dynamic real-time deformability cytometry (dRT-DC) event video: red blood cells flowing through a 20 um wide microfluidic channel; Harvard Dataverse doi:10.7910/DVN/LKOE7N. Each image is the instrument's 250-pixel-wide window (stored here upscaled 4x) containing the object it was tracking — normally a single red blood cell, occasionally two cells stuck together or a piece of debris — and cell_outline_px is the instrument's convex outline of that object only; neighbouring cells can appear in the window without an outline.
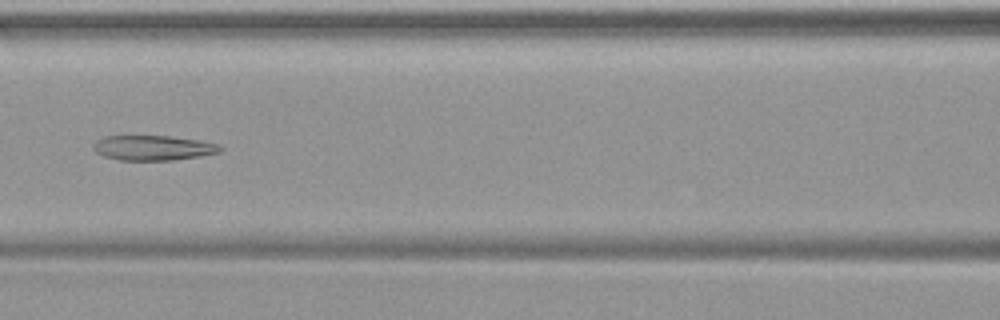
{"species": "common noctule bat (a hibernating species)", "species_latin": "Nyctalus noctula", "temperature_condition": "warm", "stored_images_in_passage": 30, "camera_frame_rate_fps": 3000, "um_per_image_px": 0.085, "animal": {"sex": "female", "body_mass_g": 19.9}, "frame": {"image": 1, "passage_image": 10, "time_ms": 3.0, "image_size_px": [1000, 320], "cell_outline_px": [[224, 148], [220, 152], [200, 156], [172, 160], [120, 160], [104, 156], [96, 152], [92, 148], [92, 144], [96, 140], [104, 136], [168, 136], [200, 140], [220, 144]], "centroid_in_image_um": [13.02, 12.56], "position_along_channel_um": 153.6, "area_um2": 18.55}}
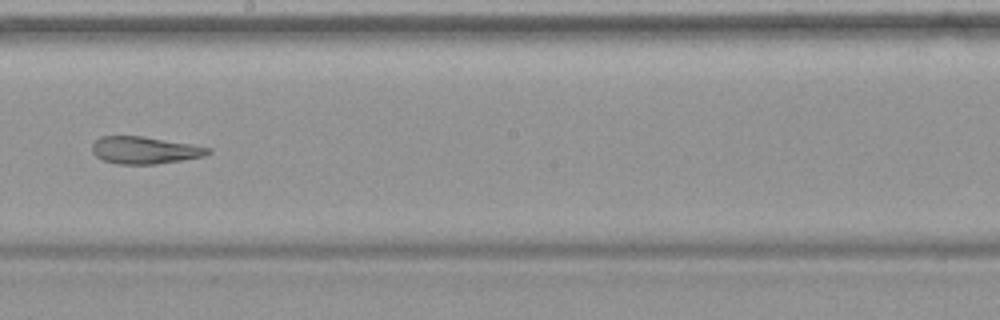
{"frame": {"image": 2, "passage_image": 16, "time_ms": 5.0, "image_size_px": [1000, 320], "cell_outline_px": [[212, 152], [204, 156], [184, 160], [156, 164], [116, 164], [104, 160], [96, 156], [92, 152], [92, 144], [100, 136], [144, 136], [192, 144], [212, 148]], "centroid_in_image_um": [12.33, 12.76], "position_along_channel_um": 235.9, "area_um2": 18.55}}
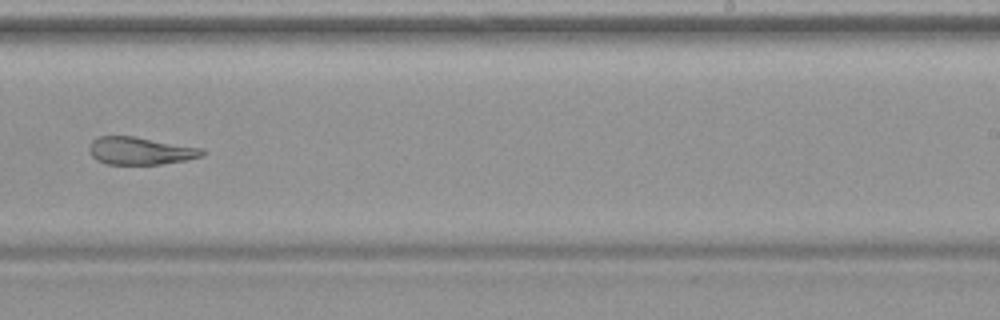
{"frame": {"image": 3, "passage_image": 19, "time_ms": 6.0, "image_size_px": [1000, 320], "cell_outline_px": [[204, 156], [188, 160], [160, 164], [104, 164], [96, 160], [88, 152], [88, 144], [92, 140], [100, 136], [132, 136], [204, 148]], "centroid_in_image_um": [11.91, 12.82], "position_along_channel_um": 277.1, "area_um2": 18.38}}